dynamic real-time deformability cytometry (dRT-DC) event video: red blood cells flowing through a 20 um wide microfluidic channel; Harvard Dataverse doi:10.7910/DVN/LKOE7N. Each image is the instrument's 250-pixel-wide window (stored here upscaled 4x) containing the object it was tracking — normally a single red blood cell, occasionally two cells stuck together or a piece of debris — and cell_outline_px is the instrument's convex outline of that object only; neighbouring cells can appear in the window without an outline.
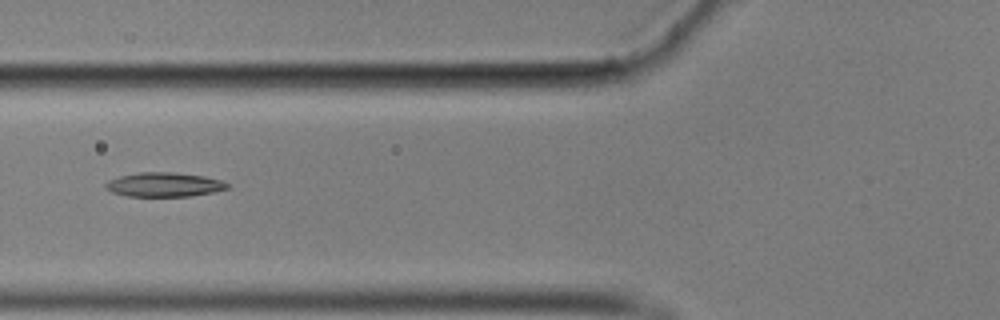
{"species": "common noctule bat (a hibernating species)", "species_latin": "Nyctalus noctula", "temperature_condition": "cold", "stored_images_in_passage": 39, "camera_frame_rate_fps": 3000, "um_per_image_px": 0.085, "animal": {"sex": "male", "body_mass_g": 17.9}, "frame": {"image": 1, "passage_image": 6, "time_ms": 1.667, "image_size_px": [1000, 320], "cell_outline_px": [[228, 188], [212, 192], [188, 196], [128, 196], [112, 192], [104, 188], [104, 184], [108, 180], [120, 176], [140, 172], [172, 172], [204, 176], [220, 180], [228, 184]], "centroid_in_image_um": [13.9, 15.69], "position_along_channel_um": 111.9, "area_um2": 17.05}}
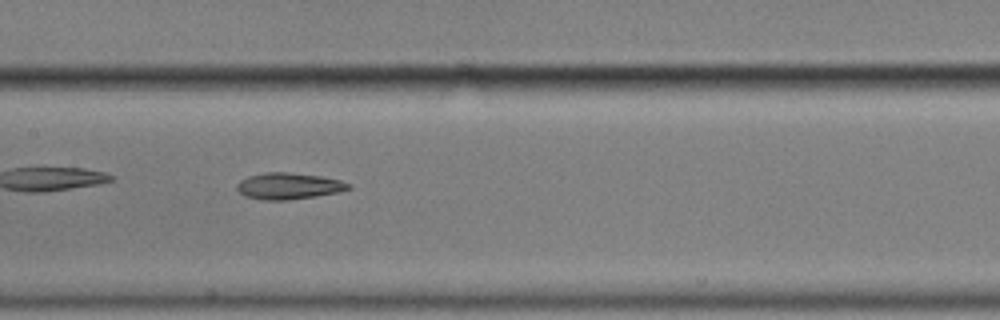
{"frame": {"image": 2, "passage_image": 12, "time_ms": 3.667, "image_size_px": [1000, 320], "cell_outline_px": [[352, 188], [336, 192], [316, 196], [288, 200], [260, 200], [244, 196], [236, 188], [236, 184], [240, 180], [248, 176], [264, 172], [288, 172], [320, 176], [340, 180], [352, 184]], "centroid_in_image_um": [24.51, 15.81], "position_along_channel_um": 182.9, "area_um2": 17.28}}
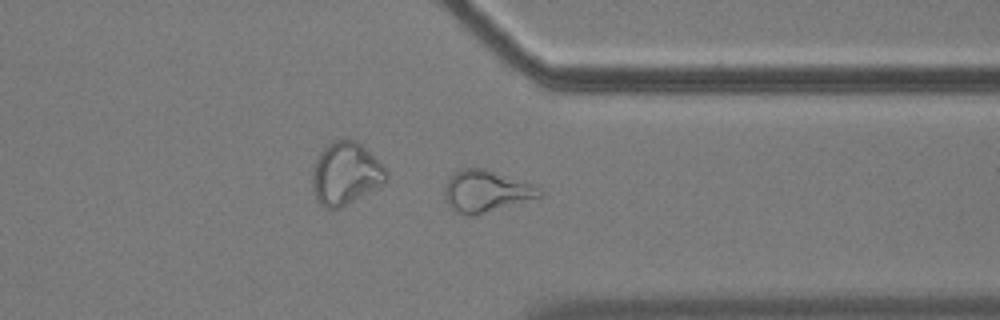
{"frame": {"image": 3, "passage_image": 28, "time_ms": 9.0, "image_size_px": [1000, 320], "cell_outline_px": [[544, 196], [476, 216], [464, 216], [456, 212], [448, 204], [444, 196], [444, 184], [460, 168], [484, 168], [540, 184], [544, 192]], "centroid_in_image_um": [41.41, 16.25], "position_along_channel_um": 370.0, "area_um2": 23.99}, "authors_computed_cell_mechanics": {"area_um2": 17.5712, "velocity_mm_per_s": 3.534, "shape_relaxation_time_tau1_ms": null, "shape_relaxation_time_tau2_ms": 6.935, "deformation_change_tau1": null, "deformation_change_tau2": 0.1648}}